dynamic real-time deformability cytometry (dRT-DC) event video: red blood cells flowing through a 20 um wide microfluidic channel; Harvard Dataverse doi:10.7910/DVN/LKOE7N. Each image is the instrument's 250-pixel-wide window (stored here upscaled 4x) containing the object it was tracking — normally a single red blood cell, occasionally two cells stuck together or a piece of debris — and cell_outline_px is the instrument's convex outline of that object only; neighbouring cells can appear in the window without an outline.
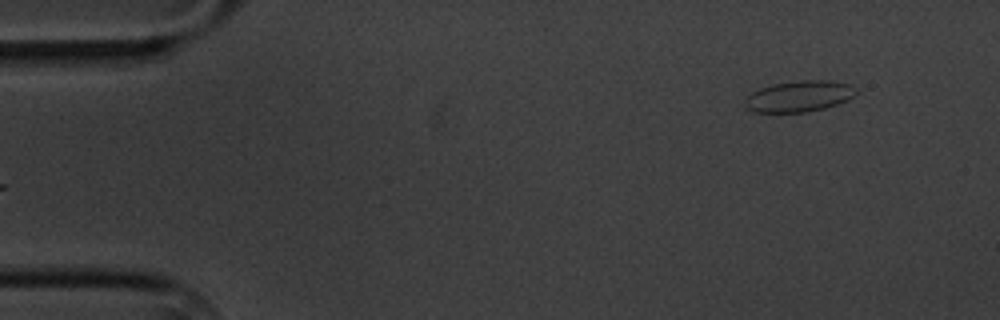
{"species": "common noctule bat (a hibernating species)", "species_latin": "Nyctalus noctula", "temperature_condition": "cold", "stored_images_in_passage": 5, "camera_frame_rate_fps": 3000, "um_per_image_px": 0.085, "animal": {"sex": "male", "body_mass_g": 20.1, "forearm_length_mm": 53.5}, "frame": {"image": 1, "passage_image": 5, "time_ms": 4.667, "image_size_px": [1000, 320], "cell_outline_px": [[856, 92], [848, 100], [824, 108], [804, 112], [752, 112], [744, 104], [744, 100], [752, 92], [760, 88], [772, 84], [800, 80], [832, 80], [852, 84], [856, 88]], "centroid_in_image_um": [67.93, 8.17], "position_along_channel_um": 17.1, "area_um2": 20.17}}